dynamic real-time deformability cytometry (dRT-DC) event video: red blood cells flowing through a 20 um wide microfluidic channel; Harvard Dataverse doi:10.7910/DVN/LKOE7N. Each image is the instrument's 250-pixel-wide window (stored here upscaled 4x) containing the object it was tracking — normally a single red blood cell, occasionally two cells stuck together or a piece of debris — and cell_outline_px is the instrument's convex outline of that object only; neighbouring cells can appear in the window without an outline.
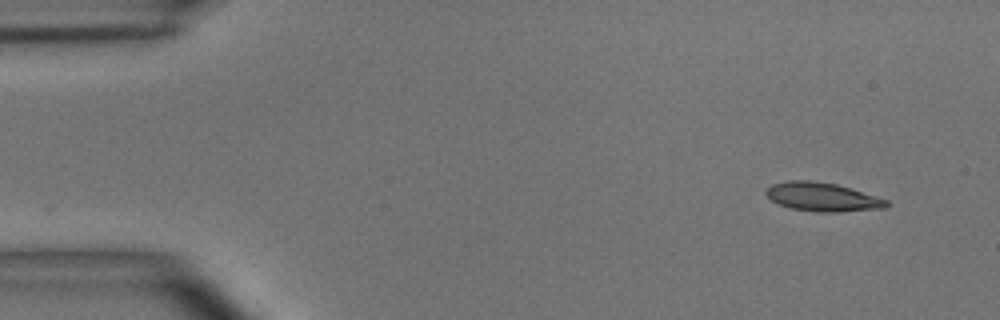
{"species": "common noctule bat (a hibernating species)", "species_latin": "Nyctalus noctula", "temperature_condition": "room temperature", "stored_images_in_passage": 49, "camera_frame_rate_fps": 3000, "um_per_image_px": 0.085, "animal": {"sex": "male", "body_mass_g": 15.6}, "frame": {"image": 1, "passage_image": 1, "time_ms": 0.0, "image_size_px": [1000, 320], "cell_outline_px": [[888, 204], [884, 208], [836, 212], [816, 212], [792, 208], [780, 204], [772, 200], [764, 192], [772, 184], [788, 180], [808, 180], [836, 184], [876, 196], [888, 200]], "centroid_in_image_um": [69.89, 16.74], "position_along_channel_um": 15.1, "area_um2": 19.88}}
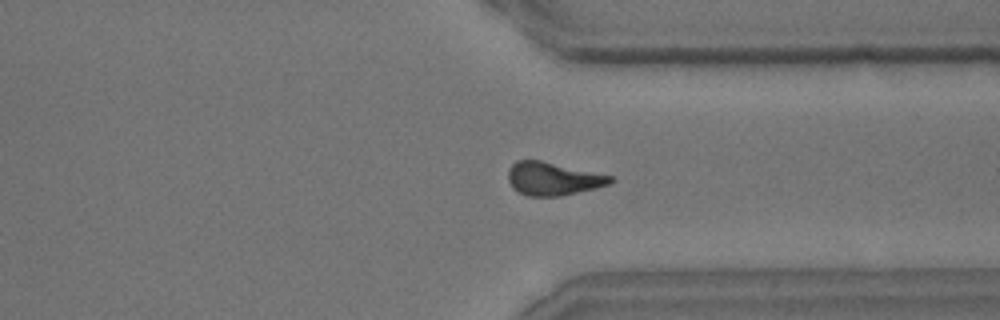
{"frame": {"image": 2, "passage_image": 38, "time_ms": 12.333, "image_size_px": [1000, 320], "cell_outline_px": [[616, 180], [608, 184], [596, 188], [560, 196], [528, 196], [512, 188], [508, 180], [508, 168], [516, 160], [540, 160], [612, 176]], "centroid_in_image_um": [46.98, 15.19], "position_along_channel_um": 364.4, "area_um2": 19.65}}
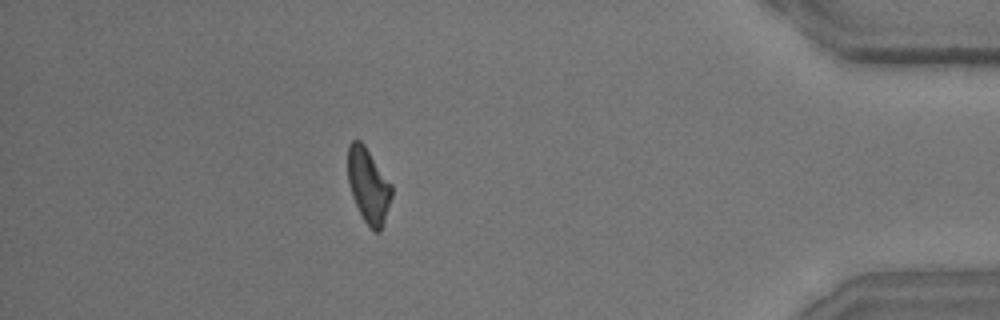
{"frame": {"image": 3, "passage_image": 45, "time_ms": 14.667, "image_size_px": [1000, 320], "cell_outline_px": [[392, 196], [384, 224], [380, 232], [376, 232], [364, 220], [352, 196], [348, 180], [348, 144], [352, 140], [360, 140], [364, 144], [392, 184]], "centroid_in_image_um": [31.33, 15.76], "position_along_channel_um": 403.9, "area_um2": 19.02}, "authors_computed_cell_mechanics": {"area_um2": 19.9988, "velocity_mm_per_s": 3.6506, "shape_relaxation_time_tau1_ms": 7.1375, "shape_relaxation_time_tau2_ms": 6.0269, "deformation_change_tau1": 0.1899, "deformation_change_tau2": 0.1742}}